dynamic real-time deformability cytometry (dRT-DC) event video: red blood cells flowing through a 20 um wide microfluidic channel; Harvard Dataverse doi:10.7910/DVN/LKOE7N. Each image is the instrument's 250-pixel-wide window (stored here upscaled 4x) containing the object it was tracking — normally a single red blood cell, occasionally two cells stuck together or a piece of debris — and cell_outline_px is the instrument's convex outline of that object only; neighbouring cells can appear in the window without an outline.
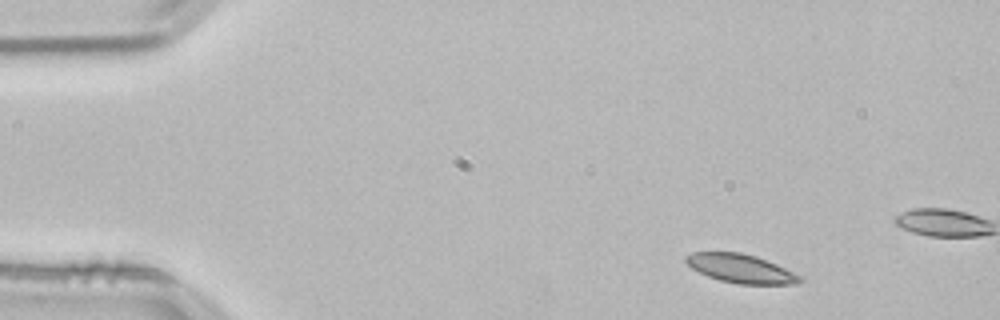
{"species": "common noctule bat (a hibernating species)", "species_latin": "Nyctalus noctula", "temperature_condition": "room temperature", "stored_images_in_passage": 9, "camera_frame_rate_fps": 3000, "um_per_image_px": 0.085, "animal": {"sex": "male", "body_mass_g": 21.5, "forearm_length_mm": 52.0}, "frame": {"image": 1, "passage_image": 1, "time_ms": 0.0, "image_size_px": [1000, 320], "cell_outline_px": [[804, 280], [796, 284], [740, 284], [720, 280], [708, 276], [692, 268], [684, 260], [684, 256], [692, 252], [740, 252], [756, 256], [776, 264], [800, 276]], "centroid_in_image_um": [62.94, 22.82], "position_along_channel_um": 22.1, "area_um2": 18.9}}